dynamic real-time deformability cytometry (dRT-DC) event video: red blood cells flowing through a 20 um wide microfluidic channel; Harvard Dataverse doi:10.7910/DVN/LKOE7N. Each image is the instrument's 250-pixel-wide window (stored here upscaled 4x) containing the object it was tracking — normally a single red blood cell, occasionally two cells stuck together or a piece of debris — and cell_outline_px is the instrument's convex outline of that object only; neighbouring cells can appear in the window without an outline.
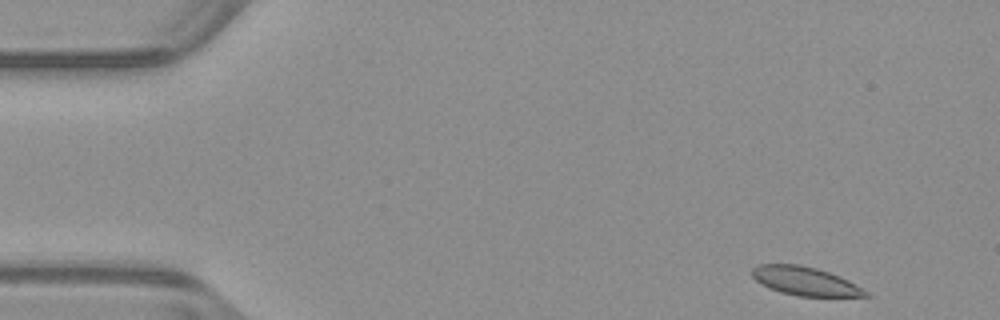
{"species": "common noctule bat (a hibernating species)", "species_latin": "Nyctalus noctula", "temperature_condition": "warm", "stored_images_in_passage": 15, "camera_frame_rate_fps": 3000, "um_per_image_px": 0.085, "animal": {"sex": "male", "body_mass_g": 23.1, "forearm_length_mm": 52.7}, "frame": {"image": 1, "passage_image": 1, "time_ms": 0.0, "image_size_px": [1000, 320], "cell_outline_px": [[872, 296], [796, 296], [780, 292], [760, 284], [752, 276], [752, 268], [760, 264], [800, 264], [816, 268], [840, 276], [872, 292]], "centroid_in_image_um": [68.47, 23.9], "position_along_channel_um": 16.5, "area_um2": 19.07}}
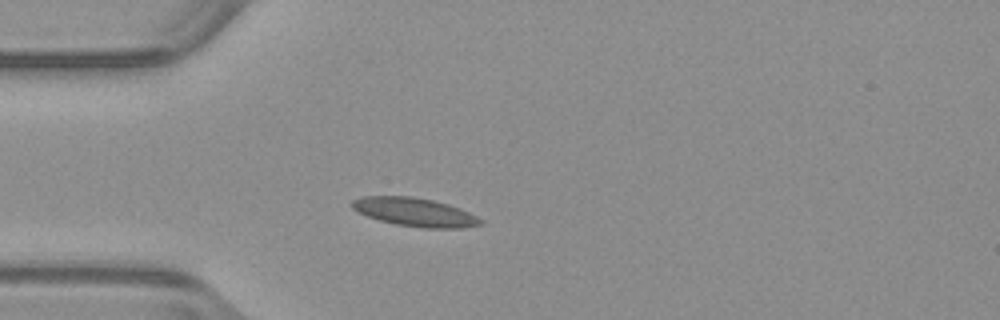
{"frame": {"image": 2, "passage_image": 11, "time_ms": 3.333, "image_size_px": [1000, 320], "cell_outline_px": [[484, 224], [464, 228], [424, 228], [396, 224], [380, 220], [368, 216], [352, 208], [348, 204], [352, 200], [364, 196], [412, 196], [432, 200], [448, 204], [460, 208], [484, 220]], "centroid_in_image_um": [35.28, 18.03], "position_along_channel_um": 49.7, "area_um2": 21.39}}
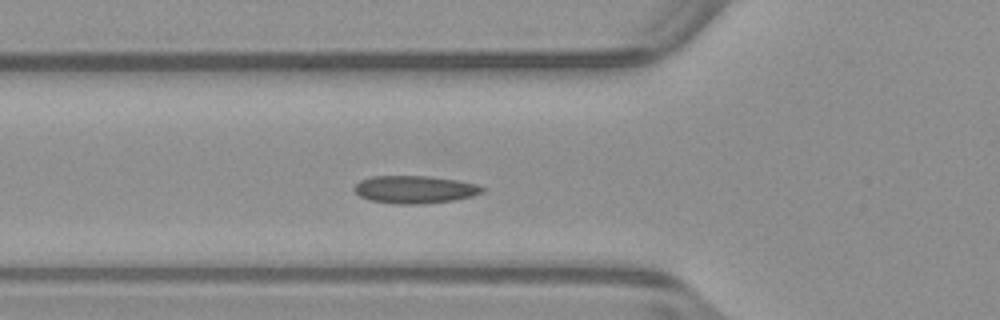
{"frame": {"image": 3, "passage_image": 15, "time_ms": 4.667, "image_size_px": [1000, 320], "cell_outline_px": [[488, 188], [484, 192], [472, 196], [452, 200], [416, 204], [396, 204], [372, 200], [360, 196], [352, 188], [360, 180], [372, 176], [428, 176], [456, 180], [476, 184]], "centroid_in_image_um": [35.27, 16.1], "position_along_channel_um": 90.5, "area_um2": 20.52}}